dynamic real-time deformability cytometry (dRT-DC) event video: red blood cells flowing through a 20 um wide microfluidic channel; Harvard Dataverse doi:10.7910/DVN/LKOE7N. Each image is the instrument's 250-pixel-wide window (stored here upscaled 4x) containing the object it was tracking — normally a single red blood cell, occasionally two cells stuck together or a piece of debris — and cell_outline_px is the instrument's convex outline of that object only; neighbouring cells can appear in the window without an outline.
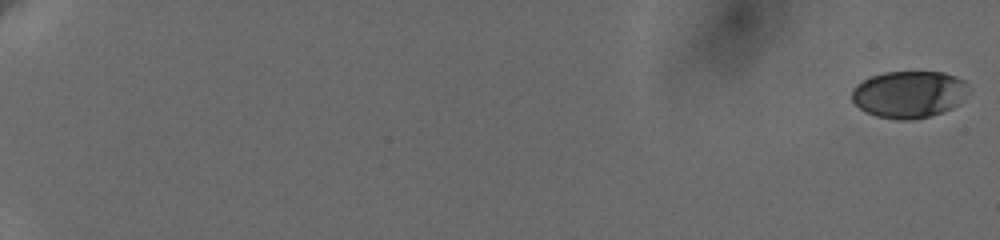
{"species": "human", "species_latin": "Homo sapiens", "temperature_condition": "cold", "stored_images_in_passage": 12, "camera_frame_rate_fps": 3000, "um_per_image_px": 0.085, "donor": {"sex": "female"}, "frame": {"image": 1, "passage_image": 1, "time_ms": 0.0, "image_size_px": [1000, 240], "cell_outline_px": [[968, 92], [952, 108], [928, 116], [912, 120], [900, 120], [876, 116], [860, 108], [852, 100], [852, 88], [856, 84], [872, 76], [884, 72], [944, 72], [956, 76], [964, 80], [968, 84]], "centroid_in_image_um": [77.26, 8.0], "position_along_channel_um": 7.7, "area_um2": 31.79}}
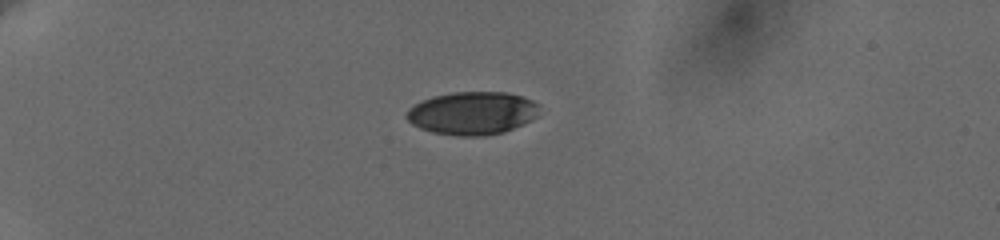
{"frame": {"image": 2, "passage_image": 9, "time_ms": 6.0, "image_size_px": [1000, 240], "cell_outline_px": [[540, 104], [536, 116], [504, 132], [484, 136], [460, 136], [432, 132], [420, 128], [412, 124], [404, 116], [408, 108], [432, 96], [452, 92], [508, 92], [524, 96]], "centroid_in_image_um": [40.13, 9.61], "position_along_channel_um": 44.9, "area_um2": 33.23}}
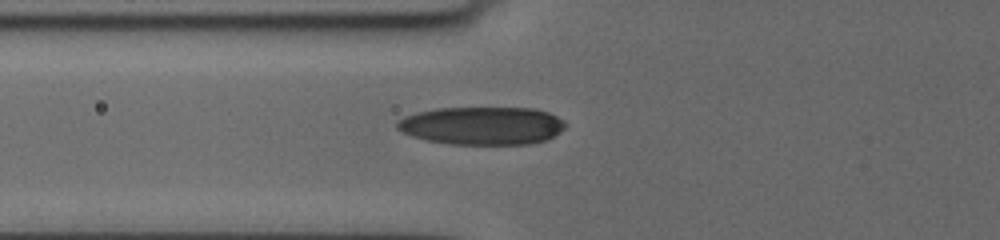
{"frame": {"image": 3, "passage_image": 12, "time_ms": 8.667, "image_size_px": [1000, 240], "cell_outline_px": [[564, 128], [560, 132], [544, 140], [528, 144], [448, 144], [428, 140], [412, 136], [396, 128], [396, 124], [404, 116], [416, 112], [436, 108], [536, 108], [548, 112], [564, 120]], "centroid_in_image_um": [40.97, 10.67], "position_along_channel_um": 84.8, "area_um2": 37.17}}